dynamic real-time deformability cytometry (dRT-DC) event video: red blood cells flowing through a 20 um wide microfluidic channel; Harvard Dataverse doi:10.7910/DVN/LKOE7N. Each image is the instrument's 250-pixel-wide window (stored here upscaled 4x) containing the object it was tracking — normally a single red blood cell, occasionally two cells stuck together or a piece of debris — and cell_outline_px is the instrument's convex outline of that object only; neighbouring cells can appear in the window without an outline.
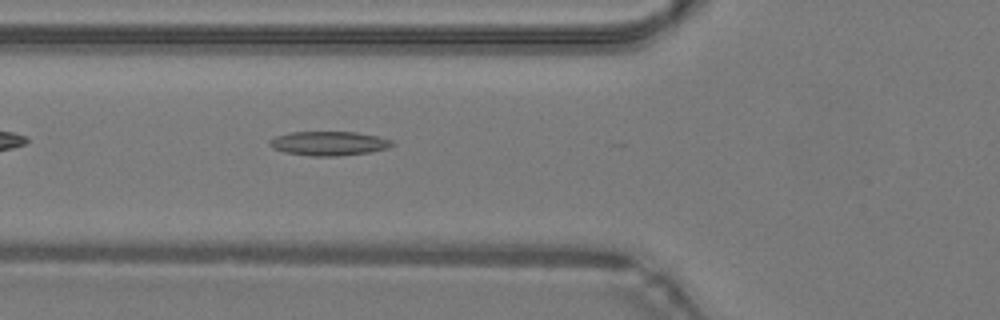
{"species": "common noctule bat (a hibernating species)", "species_latin": "Nyctalus noctula", "temperature_condition": "warm", "stored_images_in_passage": 15, "camera_frame_rate_fps": 3000, "um_per_image_px": 0.085, "animal": {"sex": "male", "body_mass_g": 19.2, "forearm_length_mm": 51.8}, "frame": {"image": 1, "passage_image": 5, "time_ms": 1.333, "image_size_px": [1000, 320], "cell_outline_px": [[396, 144], [388, 148], [372, 152], [336, 156], [312, 156], [284, 152], [272, 148], [268, 144], [268, 140], [276, 136], [292, 132], [356, 132], [376, 136], [392, 140]], "centroid_in_image_um": [27.96, 12.19], "position_along_channel_um": 97.8, "area_um2": 17.34}}
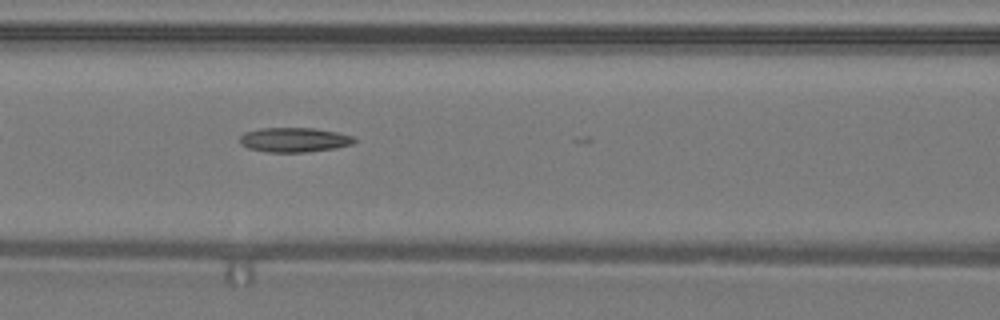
{"frame": {"image": 2, "passage_image": 8, "time_ms": 2.333, "image_size_px": [1000, 320], "cell_outline_px": [[356, 140], [352, 144], [336, 148], [308, 152], [268, 152], [248, 148], [240, 144], [240, 136], [244, 132], [260, 128], [312, 128], [336, 132], [352, 136]], "centroid_in_image_um": [24.98, 11.89], "position_along_channel_um": 141.6, "area_um2": 16.36}}
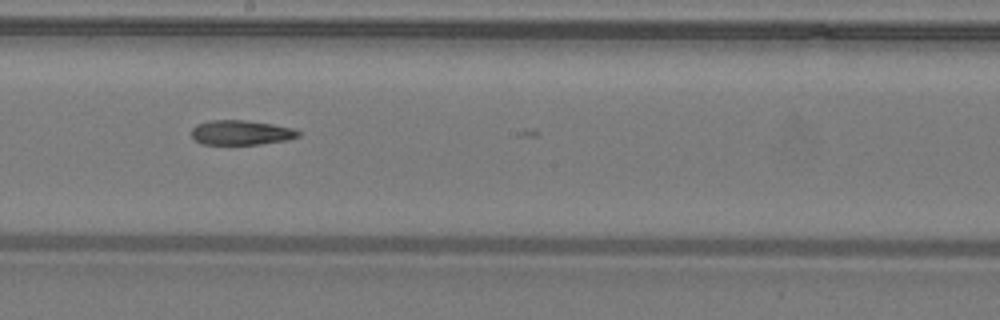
{"frame": {"image": 3, "passage_image": 14, "time_ms": 4.333, "image_size_px": [1000, 320], "cell_outline_px": [[300, 136], [288, 140], [260, 144], [200, 144], [192, 136], [192, 128], [196, 124], [212, 120], [244, 120], [272, 124], [292, 128], [300, 132]], "centroid_in_image_um": [20.49, 11.27], "position_along_channel_um": 227.7, "area_um2": 15.32}}